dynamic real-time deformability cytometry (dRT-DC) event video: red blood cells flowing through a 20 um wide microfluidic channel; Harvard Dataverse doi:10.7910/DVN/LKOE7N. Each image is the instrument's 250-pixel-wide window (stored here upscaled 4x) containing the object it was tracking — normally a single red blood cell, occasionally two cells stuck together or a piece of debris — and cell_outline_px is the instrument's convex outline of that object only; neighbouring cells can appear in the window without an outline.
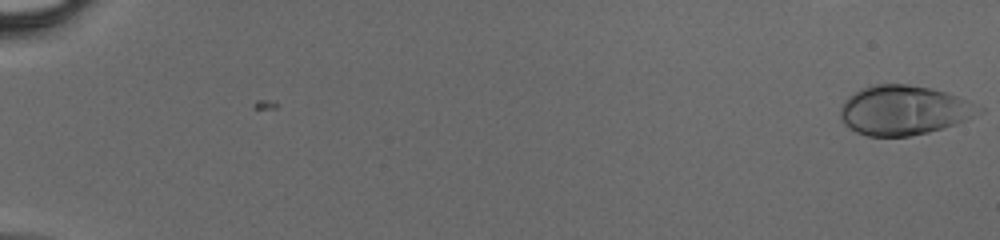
{"species": "human", "species_latin": "Homo sapiens", "temperature_condition": "cold", "stored_images_in_passage": 46, "camera_frame_rate_fps": 3000, "um_per_image_px": 0.085, "donor": {"sex": "male"}, "frame": {"image": 1, "passage_image": 1, "time_ms": 0.0, "image_size_px": [1000, 240], "cell_outline_px": [[984, 112], [956, 124], [928, 132], [908, 136], [868, 136], [856, 132], [844, 124], [840, 120], [840, 104], [848, 96], [860, 88], [876, 84], [908, 84], [932, 88], [948, 92], [984, 108]], "centroid_in_image_um": [76.81, 9.36], "position_along_channel_um": 8.2, "area_um2": 40.23}}
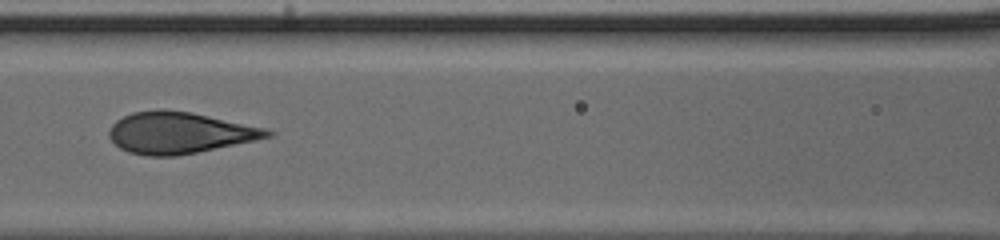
{"frame": {"image": 2, "passage_image": 24, "time_ms": 7.667, "image_size_px": [1000, 240], "cell_outline_px": [[276, 132], [272, 136], [256, 140], [176, 156], [148, 156], [128, 152], [120, 148], [108, 136], [108, 132], [112, 124], [116, 120], [132, 112], [160, 108], [192, 112], [268, 128]], "centroid_in_image_um": [15.26, 11.27], "position_along_channel_um": 151.3, "area_um2": 38.44}}
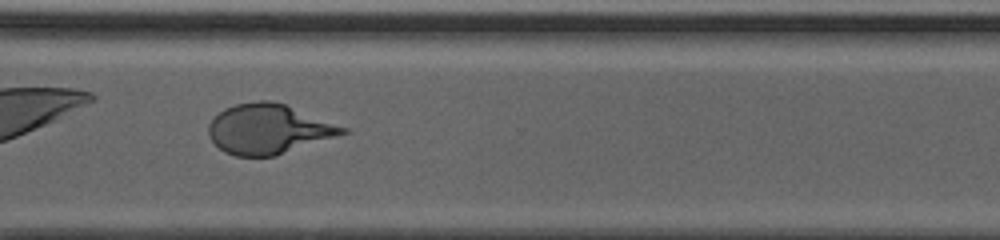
{"frame": {"image": 3, "passage_image": 37, "time_ms": 12.0, "image_size_px": [1000, 240], "cell_outline_px": [[348, 132], [276, 156], [236, 156], [224, 152], [208, 136], [208, 124], [224, 108], [236, 104], [256, 100], [272, 100], [284, 104], [348, 128]], "centroid_in_image_um": [22.8, 10.97], "position_along_channel_um": 347.8, "area_um2": 38.61}}